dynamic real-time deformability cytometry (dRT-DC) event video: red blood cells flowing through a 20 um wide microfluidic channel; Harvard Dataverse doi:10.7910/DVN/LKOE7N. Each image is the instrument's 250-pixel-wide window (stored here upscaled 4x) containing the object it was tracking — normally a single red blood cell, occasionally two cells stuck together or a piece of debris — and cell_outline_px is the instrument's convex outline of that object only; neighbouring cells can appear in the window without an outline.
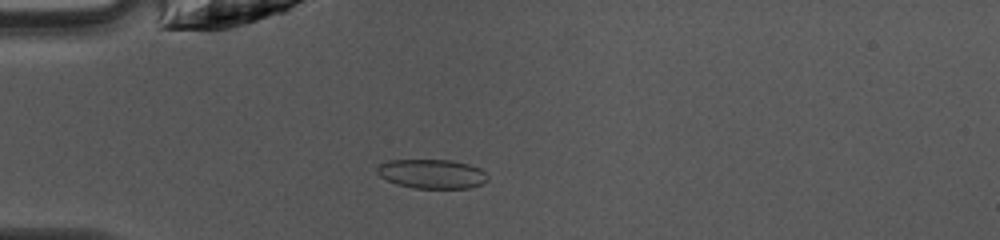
{"species": "common noctule bat (a hibernating species)", "species_latin": "Nyctalus noctula", "temperature_condition": "warm", "stored_images_in_passage": 47, "camera_frame_rate_fps": 3000, "um_per_image_px": 0.085, "animal": {"sex": "female", "body_mass_g": 10.0, "forearm_length_mm": 53.1}, "frame": {"image": 1, "passage_image": 13, "time_ms": 4.0, "image_size_px": [1000, 240], "cell_outline_px": [[488, 180], [484, 184], [468, 188], [412, 188], [396, 184], [380, 176], [376, 172], [376, 168], [380, 164], [388, 160], [452, 160], [468, 164], [480, 168], [488, 176]], "centroid_in_image_um": [36.72, 14.78], "position_along_channel_um": 48.3, "area_um2": 18.96}}
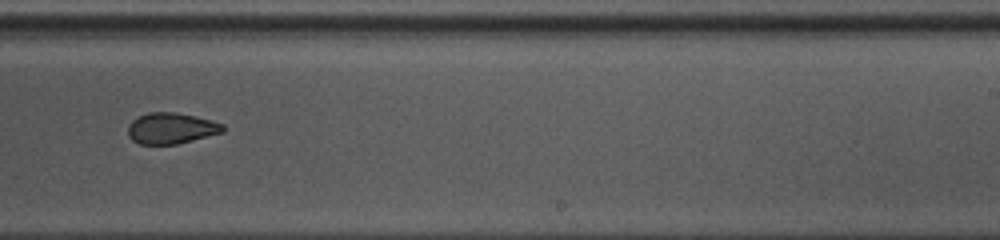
{"frame": {"image": 2, "passage_image": 30, "time_ms": 9.667, "image_size_px": [1000, 240], "cell_outline_px": [[224, 132], [176, 144], [140, 144], [132, 140], [128, 136], [128, 124], [132, 120], [148, 112], [176, 112], [212, 120], [224, 124]], "centroid_in_image_um": [14.54, 10.9], "position_along_channel_um": 274.5, "area_um2": 17.17}}
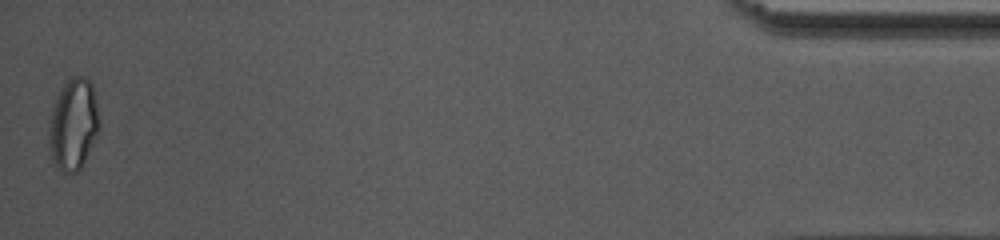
{"frame": {"image": 3, "passage_image": 47, "time_ms": 15.333, "image_size_px": [1000, 240], "cell_outline_px": [[100, 128], [80, 168], [76, 172], [64, 172], [56, 168], [52, 160], [48, 140], [48, 124], [52, 108], [60, 88], [72, 76], [84, 76], [92, 84], [100, 120]], "centroid_in_image_um": [6.21, 10.55], "position_along_channel_um": 429.0, "area_um2": 26.88}, "authors_computed_cell_mechanics": {"area_um2": 18.9584, "velocity_mm_per_s": 4.2167, "shape_relaxation_time_tau1_ms": null, "shape_relaxation_time_tau2_ms": 1.3995, "deformation_change_tau1": null, "deformation_change_tau2": 0.0581}}